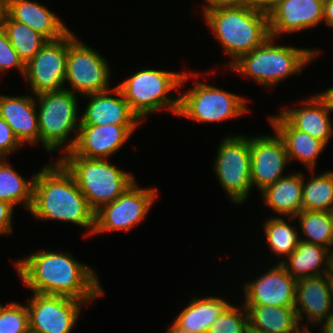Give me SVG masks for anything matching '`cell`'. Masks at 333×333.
Listing matches in <instances>:
<instances>
[{
	"label": "cell",
	"instance_id": "1",
	"mask_svg": "<svg viewBox=\"0 0 333 333\" xmlns=\"http://www.w3.org/2000/svg\"><path fill=\"white\" fill-rule=\"evenodd\" d=\"M15 267L33 293L66 296L85 305L104 294L95 271L70 253L38 250L15 262Z\"/></svg>",
	"mask_w": 333,
	"mask_h": 333
},
{
	"label": "cell",
	"instance_id": "2",
	"mask_svg": "<svg viewBox=\"0 0 333 333\" xmlns=\"http://www.w3.org/2000/svg\"><path fill=\"white\" fill-rule=\"evenodd\" d=\"M35 219L70 222L94 231L95 212L89 207L74 178L56 160L35 173L32 205L29 210Z\"/></svg>",
	"mask_w": 333,
	"mask_h": 333
},
{
	"label": "cell",
	"instance_id": "3",
	"mask_svg": "<svg viewBox=\"0 0 333 333\" xmlns=\"http://www.w3.org/2000/svg\"><path fill=\"white\" fill-rule=\"evenodd\" d=\"M203 16L225 54L231 57L228 66L270 37L268 13L251 4L219 8Z\"/></svg>",
	"mask_w": 333,
	"mask_h": 333
},
{
	"label": "cell",
	"instance_id": "4",
	"mask_svg": "<svg viewBox=\"0 0 333 333\" xmlns=\"http://www.w3.org/2000/svg\"><path fill=\"white\" fill-rule=\"evenodd\" d=\"M274 39L270 36L262 45L240 56L226 68L247 78L249 76L270 89L287 77L299 76L303 68L319 55L316 49L275 45Z\"/></svg>",
	"mask_w": 333,
	"mask_h": 333
},
{
	"label": "cell",
	"instance_id": "5",
	"mask_svg": "<svg viewBox=\"0 0 333 333\" xmlns=\"http://www.w3.org/2000/svg\"><path fill=\"white\" fill-rule=\"evenodd\" d=\"M194 76H197L195 72L188 74L187 72L142 69L119 85L117 84L116 87L121 91L131 110L142 121L150 114L162 109H168L177 115L180 92L178 88L184 85L188 78ZM173 90L178 92L175 98L174 95H170Z\"/></svg>",
	"mask_w": 333,
	"mask_h": 333
},
{
	"label": "cell",
	"instance_id": "6",
	"mask_svg": "<svg viewBox=\"0 0 333 333\" xmlns=\"http://www.w3.org/2000/svg\"><path fill=\"white\" fill-rule=\"evenodd\" d=\"M58 161L72 175L94 212L116 200L136 182L131 173L111 164L108 159L61 156Z\"/></svg>",
	"mask_w": 333,
	"mask_h": 333
},
{
	"label": "cell",
	"instance_id": "7",
	"mask_svg": "<svg viewBox=\"0 0 333 333\" xmlns=\"http://www.w3.org/2000/svg\"><path fill=\"white\" fill-rule=\"evenodd\" d=\"M35 97L42 147L47 152H55L58 148L62 149L63 153L71 151L76 143L81 123V118L77 117L78 96L64 89L40 93ZM71 132L76 135L68 141Z\"/></svg>",
	"mask_w": 333,
	"mask_h": 333
},
{
	"label": "cell",
	"instance_id": "8",
	"mask_svg": "<svg viewBox=\"0 0 333 333\" xmlns=\"http://www.w3.org/2000/svg\"><path fill=\"white\" fill-rule=\"evenodd\" d=\"M247 99L216 86L197 82L179 95L177 115L199 122L216 123L248 113Z\"/></svg>",
	"mask_w": 333,
	"mask_h": 333
},
{
	"label": "cell",
	"instance_id": "9",
	"mask_svg": "<svg viewBox=\"0 0 333 333\" xmlns=\"http://www.w3.org/2000/svg\"><path fill=\"white\" fill-rule=\"evenodd\" d=\"M213 171L234 203L242 204L253 188L251 183L250 137L232 135L222 139L217 149Z\"/></svg>",
	"mask_w": 333,
	"mask_h": 333
},
{
	"label": "cell",
	"instance_id": "10",
	"mask_svg": "<svg viewBox=\"0 0 333 333\" xmlns=\"http://www.w3.org/2000/svg\"><path fill=\"white\" fill-rule=\"evenodd\" d=\"M110 66L96 50L78 40L72 31L67 33V62L65 88L84 97L91 93L106 92L110 86ZM71 85V86H70Z\"/></svg>",
	"mask_w": 333,
	"mask_h": 333
},
{
	"label": "cell",
	"instance_id": "11",
	"mask_svg": "<svg viewBox=\"0 0 333 333\" xmlns=\"http://www.w3.org/2000/svg\"><path fill=\"white\" fill-rule=\"evenodd\" d=\"M135 182L124 194L101 206L94 214L93 234L110 231H129L145 220L154 201L156 188H139Z\"/></svg>",
	"mask_w": 333,
	"mask_h": 333
},
{
	"label": "cell",
	"instance_id": "12",
	"mask_svg": "<svg viewBox=\"0 0 333 333\" xmlns=\"http://www.w3.org/2000/svg\"><path fill=\"white\" fill-rule=\"evenodd\" d=\"M32 295L27 303L31 333H71L84 302L59 295Z\"/></svg>",
	"mask_w": 333,
	"mask_h": 333
},
{
	"label": "cell",
	"instance_id": "13",
	"mask_svg": "<svg viewBox=\"0 0 333 333\" xmlns=\"http://www.w3.org/2000/svg\"><path fill=\"white\" fill-rule=\"evenodd\" d=\"M67 62V34L47 41L25 64L24 80L32 95L64 90Z\"/></svg>",
	"mask_w": 333,
	"mask_h": 333
},
{
	"label": "cell",
	"instance_id": "14",
	"mask_svg": "<svg viewBox=\"0 0 333 333\" xmlns=\"http://www.w3.org/2000/svg\"><path fill=\"white\" fill-rule=\"evenodd\" d=\"M251 183L261 192L284 175L289 158L283 140L275 135L250 137Z\"/></svg>",
	"mask_w": 333,
	"mask_h": 333
},
{
	"label": "cell",
	"instance_id": "15",
	"mask_svg": "<svg viewBox=\"0 0 333 333\" xmlns=\"http://www.w3.org/2000/svg\"><path fill=\"white\" fill-rule=\"evenodd\" d=\"M296 283L285 267L277 263L254 282H244L243 305L295 308Z\"/></svg>",
	"mask_w": 333,
	"mask_h": 333
},
{
	"label": "cell",
	"instance_id": "16",
	"mask_svg": "<svg viewBox=\"0 0 333 333\" xmlns=\"http://www.w3.org/2000/svg\"><path fill=\"white\" fill-rule=\"evenodd\" d=\"M139 125H80L73 149L59 156L108 159L128 141Z\"/></svg>",
	"mask_w": 333,
	"mask_h": 333
},
{
	"label": "cell",
	"instance_id": "17",
	"mask_svg": "<svg viewBox=\"0 0 333 333\" xmlns=\"http://www.w3.org/2000/svg\"><path fill=\"white\" fill-rule=\"evenodd\" d=\"M324 0H282L269 13V32L275 39L297 33L323 22Z\"/></svg>",
	"mask_w": 333,
	"mask_h": 333
},
{
	"label": "cell",
	"instance_id": "18",
	"mask_svg": "<svg viewBox=\"0 0 333 333\" xmlns=\"http://www.w3.org/2000/svg\"><path fill=\"white\" fill-rule=\"evenodd\" d=\"M333 309L329 274L309 276L297 280L295 313L299 325L304 316L313 326H318Z\"/></svg>",
	"mask_w": 333,
	"mask_h": 333
},
{
	"label": "cell",
	"instance_id": "19",
	"mask_svg": "<svg viewBox=\"0 0 333 333\" xmlns=\"http://www.w3.org/2000/svg\"><path fill=\"white\" fill-rule=\"evenodd\" d=\"M112 93L116 97H112ZM87 96L89 101L80 117V125H139L142 122L131 110L117 87L106 92L87 94Z\"/></svg>",
	"mask_w": 333,
	"mask_h": 333
},
{
	"label": "cell",
	"instance_id": "20",
	"mask_svg": "<svg viewBox=\"0 0 333 333\" xmlns=\"http://www.w3.org/2000/svg\"><path fill=\"white\" fill-rule=\"evenodd\" d=\"M34 96L0 95V117L24 145L40 143L38 113Z\"/></svg>",
	"mask_w": 333,
	"mask_h": 333
},
{
	"label": "cell",
	"instance_id": "21",
	"mask_svg": "<svg viewBox=\"0 0 333 333\" xmlns=\"http://www.w3.org/2000/svg\"><path fill=\"white\" fill-rule=\"evenodd\" d=\"M6 13L15 21L44 36L48 41L57 40L66 35L70 29L57 15L50 12L45 5L30 0H7Z\"/></svg>",
	"mask_w": 333,
	"mask_h": 333
},
{
	"label": "cell",
	"instance_id": "22",
	"mask_svg": "<svg viewBox=\"0 0 333 333\" xmlns=\"http://www.w3.org/2000/svg\"><path fill=\"white\" fill-rule=\"evenodd\" d=\"M302 103L305 105L301 108L282 109L280 115L293 128L306 132L327 145L333 132L329 111L317 95L305 98Z\"/></svg>",
	"mask_w": 333,
	"mask_h": 333
},
{
	"label": "cell",
	"instance_id": "23",
	"mask_svg": "<svg viewBox=\"0 0 333 333\" xmlns=\"http://www.w3.org/2000/svg\"><path fill=\"white\" fill-rule=\"evenodd\" d=\"M268 122L283 140L289 161L299 160L314 174L316 160L326 145L310 134L293 128L280 114L270 116Z\"/></svg>",
	"mask_w": 333,
	"mask_h": 333
},
{
	"label": "cell",
	"instance_id": "24",
	"mask_svg": "<svg viewBox=\"0 0 333 333\" xmlns=\"http://www.w3.org/2000/svg\"><path fill=\"white\" fill-rule=\"evenodd\" d=\"M332 252L333 248L329 250L300 240L297 248L286 259H279L278 263L296 280L329 274L332 270Z\"/></svg>",
	"mask_w": 333,
	"mask_h": 333
},
{
	"label": "cell",
	"instance_id": "25",
	"mask_svg": "<svg viewBox=\"0 0 333 333\" xmlns=\"http://www.w3.org/2000/svg\"><path fill=\"white\" fill-rule=\"evenodd\" d=\"M303 173L286 174L261 191L262 199L276 214L295 217L304 211L302 204Z\"/></svg>",
	"mask_w": 333,
	"mask_h": 333
},
{
	"label": "cell",
	"instance_id": "26",
	"mask_svg": "<svg viewBox=\"0 0 333 333\" xmlns=\"http://www.w3.org/2000/svg\"><path fill=\"white\" fill-rule=\"evenodd\" d=\"M249 333H294L300 326L295 308L244 305Z\"/></svg>",
	"mask_w": 333,
	"mask_h": 333
},
{
	"label": "cell",
	"instance_id": "27",
	"mask_svg": "<svg viewBox=\"0 0 333 333\" xmlns=\"http://www.w3.org/2000/svg\"><path fill=\"white\" fill-rule=\"evenodd\" d=\"M230 305L222 297L192 298L174 322L191 333H207L211 324Z\"/></svg>",
	"mask_w": 333,
	"mask_h": 333
},
{
	"label": "cell",
	"instance_id": "28",
	"mask_svg": "<svg viewBox=\"0 0 333 333\" xmlns=\"http://www.w3.org/2000/svg\"><path fill=\"white\" fill-rule=\"evenodd\" d=\"M34 176L26 180L9 165L6 158H0V200H4L14 207L22 205L28 209L32 205Z\"/></svg>",
	"mask_w": 333,
	"mask_h": 333
},
{
	"label": "cell",
	"instance_id": "29",
	"mask_svg": "<svg viewBox=\"0 0 333 333\" xmlns=\"http://www.w3.org/2000/svg\"><path fill=\"white\" fill-rule=\"evenodd\" d=\"M288 221L299 219L302 236L301 241L317 244L327 249L333 246V212L304 210L295 217H288Z\"/></svg>",
	"mask_w": 333,
	"mask_h": 333
},
{
	"label": "cell",
	"instance_id": "30",
	"mask_svg": "<svg viewBox=\"0 0 333 333\" xmlns=\"http://www.w3.org/2000/svg\"><path fill=\"white\" fill-rule=\"evenodd\" d=\"M0 27L6 33L8 40L25 64L48 41L26 24L13 20L7 13Z\"/></svg>",
	"mask_w": 333,
	"mask_h": 333
},
{
	"label": "cell",
	"instance_id": "31",
	"mask_svg": "<svg viewBox=\"0 0 333 333\" xmlns=\"http://www.w3.org/2000/svg\"><path fill=\"white\" fill-rule=\"evenodd\" d=\"M303 175L302 204L304 210L333 212V172L325 171L311 179Z\"/></svg>",
	"mask_w": 333,
	"mask_h": 333
},
{
	"label": "cell",
	"instance_id": "32",
	"mask_svg": "<svg viewBox=\"0 0 333 333\" xmlns=\"http://www.w3.org/2000/svg\"><path fill=\"white\" fill-rule=\"evenodd\" d=\"M269 250L277 256L288 257L298 246L300 232L281 217H270L263 225Z\"/></svg>",
	"mask_w": 333,
	"mask_h": 333
},
{
	"label": "cell",
	"instance_id": "33",
	"mask_svg": "<svg viewBox=\"0 0 333 333\" xmlns=\"http://www.w3.org/2000/svg\"><path fill=\"white\" fill-rule=\"evenodd\" d=\"M207 333H249L246 307L230 304L211 324Z\"/></svg>",
	"mask_w": 333,
	"mask_h": 333
},
{
	"label": "cell",
	"instance_id": "34",
	"mask_svg": "<svg viewBox=\"0 0 333 333\" xmlns=\"http://www.w3.org/2000/svg\"><path fill=\"white\" fill-rule=\"evenodd\" d=\"M27 305L8 303L0 312V333H29Z\"/></svg>",
	"mask_w": 333,
	"mask_h": 333
},
{
	"label": "cell",
	"instance_id": "35",
	"mask_svg": "<svg viewBox=\"0 0 333 333\" xmlns=\"http://www.w3.org/2000/svg\"><path fill=\"white\" fill-rule=\"evenodd\" d=\"M11 68H17L22 77L25 74V63L19 57L12 44L8 40L6 33L0 27V73Z\"/></svg>",
	"mask_w": 333,
	"mask_h": 333
},
{
	"label": "cell",
	"instance_id": "36",
	"mask_svg": "<svg viewBox=\"0 0 333 333\" xmlns=\"http://www.w3.org/2000/svg\"><path fill=\"white\" fill-rule=\"evenodd\" d=\"M22 146L11 127L0 117V158H7Z\"/></svg>",
	"mask_w": 333,
	"mask_h": 333
},
{
	"label": "cell",
	"instance_id": "37",
	"mask_svg": "<svg viewBox=\"0 0 333 333\" xmlns=\"http://www.w3.org/2000/svg\"><path fill=\"white\" fill-rule=\"evenodd\" d=\"M14 206L10 203L0 200V235L9 234L13 230L12 215L14 212Z\"/></svg>",
	"mask_w": 333,
	"mask_h": 333
},
{
	"label": "cell",
	"instance_id": "38",
	"mask_svg": "<svg viewBox=\"0 0 333 333\" xmlns=\"http://www.w3.org/2000/svg\"><path fill=\"white\" fill-rule=\"evenodd\" d=\"M201 8L203 9V15L208 12L224 7L244 6L250 4L249 0H205Z\"/></svg>",
	"mask_w": 333,
	"mask_h": 333
},
{
	"label": "cell",
	"instance_id": "39",
	"mask_svg": "<svg viewBox=\"0 0 333 333\" xmlns=\"http://www.w3.org/2000/svg\"><path fill=\"white\" fill-rule=\"evenodd\" d=\"M250 4L257 10L269 13L282 0H249Z\"/></svg>",
	"mask_w": 333,
	"mask_h": 333
},
{
	"label": "cell",
	"instance_id": "40",
	"mask_svg": "<svg viewBox=\"0 0 333 333\" xmlns=\"http://www.w3.org/2000/svg\"><path fill=\"white\" fill-rule=\"evenodd\" d=\"M317 97L324 103L326 109L329 112L333 111V86L331 88H327L325 91L317 94Z\"/></svg>",
	"mask_w": 333,
	"mask_h": 333
},
{
	"label": "cell",
	"instance_id": "41",
	"mask_svg": "<svg viewBox=\"0 0 333 333\" xmlns=\"http://www.w3.org/2000/svg\"><path fill=\"white\" fill-rule=\"evenodd\" d=\"M323 22L333 28V0H324Z\"/></svg>",
	"mask_w": 333,
	"mask_h": 333
},
{
	"label": "cell",
	"instance_id": "42",
	"mask_svg": "<svg viewBox=\"0 0 333 333\" xmlns=\"http://www.w3.org/2000/svg\"><path fill=\"white\" fill-rule=\"evenodd\" d=\"M320 328L321 333H333V309L330 311L329 315L322 321Z\"/></svg>",
	"mask_w": 333,
	"mask_h": 333
},
{
	"label": "cell",
	"instance_id": "43",
	"mask_svg": "<svg viewBox=\"0 0 333 333\" xmlns=\"http://www.w3.org/2000/svg\"><path fill=\"white\" fill-rule=\"evenodd\" d=\"M165 333H191L186 329L179 327L174 321L172 322L171 326L168 327Z\"/></svg>",
	"mask_w": 333,
	"mask_h": 333
},
{
	"label": "cell",
	"instance_id": "44",
	"mask_svg": "<svg viewBox=\"0 0 333 333\" xmlns=\"http://www.w3.org/2000/svg\"><path fill=\"white\" fill-rule=\"evenodd\" d=\"M7 0H0V26L6 15Z\"/></svg>",
	"mask_w": 333,
	"mask_h": 333
},
{
	"label": "cell",
	"instance_id": "45",
	"mask_svg": "<svg viewBox=\"0 0 333 333\" xmlns=\"http://www.w3.org/2000/svg\"><path fill=\"white\" fill-rule=\"evenodd\" d=\"M302 330H301V329ZM312 331H310L308 328H307V326H306V324H305V327L304 326H302V327H298L295 331H294V333H311Z\"/></svg>",
	"mask_w": 333,
	"mask_h": 333
},
{
	"label": "cell",
	"instance_id": "46",
	"mask_svg": "<svg viewBox=\"0 0 333 333\" xmlns=\"http://www.w3.org/2000/svg\"><path fill=\"white\" fill-rule=\"evenodd\" d=\"M329 278H330L331 291H332V297H333V270L330 271Z\"/></svg>",
	"mask_w": 333,
	"mask_h": 333
},
{
	"label": "cell",
	"instance_id": "47",
	"mask_svg": "<svg viewBox=\"0 0 333 333\" xmlns=\"http://www.w3.org/2000/svg\"><path fill=\"white\" fill-rule=\"evenodd\" d=\"M4 306H5V305H3V304L0 303V312H1V310H2V308H3Z\"/></svg>",
	"mask_w": 333,
	"mask_h": 333
},
{
	"label": "cell",
	"instance_id": "48",
	"mask_svg": "<svg viewBox=\"0 0 333 333\" xmlns=\"http://www.w3.org/2000/svg\"><path fill=\"white\" fill-rule=\"evenodd\" d=\"M332 270H333V252H332Z\"/></svg>",
	"mask_w": 333,
	"mask_h": 333
}]
</instances>
